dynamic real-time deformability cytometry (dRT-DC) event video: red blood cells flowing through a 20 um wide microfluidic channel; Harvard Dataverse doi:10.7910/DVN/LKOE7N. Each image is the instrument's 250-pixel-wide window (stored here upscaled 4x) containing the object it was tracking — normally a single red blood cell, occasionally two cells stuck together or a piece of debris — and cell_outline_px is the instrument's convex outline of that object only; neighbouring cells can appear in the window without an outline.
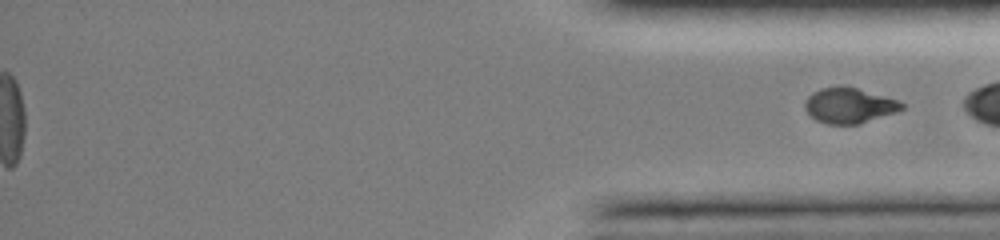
{"species": "common noctule bat (a hibernating species)", "species_latin": "Nyctalus noctula", "temperature_condition": "room temperature", "stored_images_in_passage": 51, "segment_of_instrument_passage": [2, 2], "camera_frame_rate_fps": 3000, "um_per_image_px": 0.085, "animal": {"sex": "female", "body_mass_g": 19.0, "forearm_length_mm": 51.5}, "frame": {"image": 1, "passage_image": 51, "time_ms": 15.667, "image_size_px": [1000, 240], "cell_outline_px": [[904, 108], [896, 112], [860, 124], [828, 124], [816, 120], [804, 108], [804, 100], [812, 92], [820, 88], [844, 84], [884, 96], [896, 100], [904, 104]], "centroid_in_image_um": [72.14, 8.95], "position_along_channel_um": 363.1, "area_um2": 20.11}}